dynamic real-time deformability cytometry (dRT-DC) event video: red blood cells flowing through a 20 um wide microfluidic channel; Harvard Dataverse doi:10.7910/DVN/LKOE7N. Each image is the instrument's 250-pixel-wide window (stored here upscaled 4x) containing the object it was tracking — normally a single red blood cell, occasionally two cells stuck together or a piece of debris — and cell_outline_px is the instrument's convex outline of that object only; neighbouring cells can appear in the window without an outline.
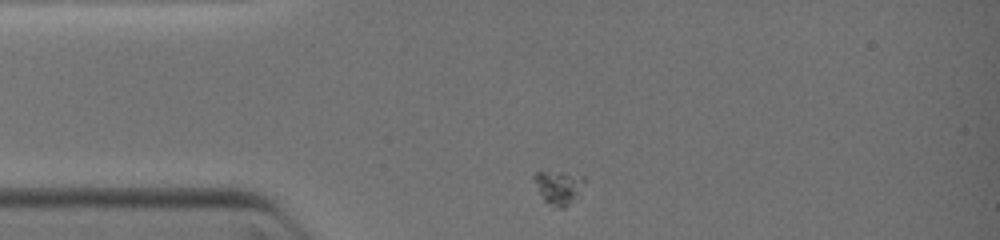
{"species": "common noctule bat (a hibernating species)", "species_latin": "Nyctalus noctula", "temperature_condition": "warm", "stored_images_in_passage": 16, "camera_frame_rate_fps": 3000, "um_per_image_px": 0.085, "animal": {"sex": "female", "body_mass_g": 19.0, "forearm_length_mm": 51.5}, "frame": {"image": 1, "passage_image": 1, "time_ms": 0.0, "image_size_px": [1000, 240], "cell_outline_px": [[588, 180], [580, 196], [564, 208], [560, 208], [544, 200], [532, 180], [532, 176], [536, 172], [564, 172], [584, 176]], "centroid_in_image_um": [47.55, 15.9], "position_along_channel_um": 37.4, "area_um2": 10.17}}
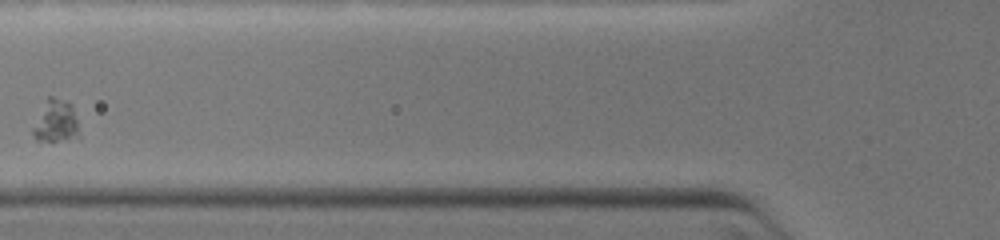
{"frame": {"image": 2, "passage_image": 13, "time_ms": 2.333, "image_size_px": [1000, 240], "cell_outline_px": [[80, 136], [52, 144], [36, 140], [32, 132], [32, 128], [48, 96], [52, 96], [68, 100], [72, 104]], "centroid_in_image_um": [4.75, 10.35], "position_along_channel_um": 121.1, "area_um2": 11.73}}
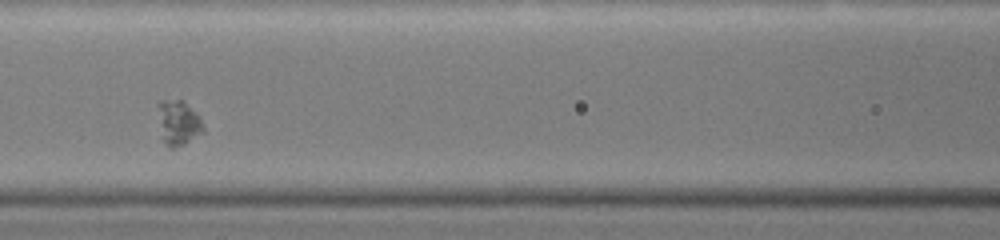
{"frame": {"image": 3, "passage_image": 15, "time_ms": 3.0, "image_size_px": [1000, 240], "cell_outline_px": [[204, 132], [184, 144], [176, 148], [168, 148], [164, 140], [160, 108], [160, 100], [184, 100], [196, 112], [204, 128]], "centroid_in_image_um": [15.24, 10.44], "position_along_channel_um": 151.4, "area_um2": 11.21}}